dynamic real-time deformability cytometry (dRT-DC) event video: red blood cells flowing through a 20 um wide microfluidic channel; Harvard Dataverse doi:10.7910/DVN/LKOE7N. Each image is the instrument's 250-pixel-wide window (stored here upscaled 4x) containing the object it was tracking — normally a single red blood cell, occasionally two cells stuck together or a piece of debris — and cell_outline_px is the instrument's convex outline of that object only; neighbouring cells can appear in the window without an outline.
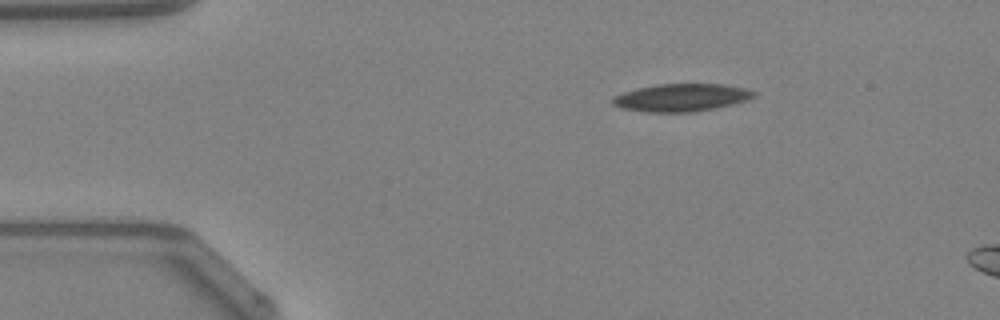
{"species": "Egyptian fruit bat (a non-hibernating species)", "species_latin": "Rousettus aegyptiacus", "temperature_condition": "warm", "stored_images_in_passage": 6, "camera_frame_rate_fps": 3000, "um_per_image_px": 0.085, "animal": {"sex": "female"}, "frame": {"image": 1, "passage_image": 1, "time_ms": 0.0, "image_size_px": [1000, 320], "cell_outline_px": [[756, 96], [748, 100], [732, 104], [696, 112], [648, 112], [620, 108], [612, 104], [612, 96], [636, 88], [656, 84], [724, 84], [748, 88], [756, 92]], "centroid_in_image_um": [57.93, 8.29], "position_along_channel_um": 27.1, "area_um2": 23.0}}